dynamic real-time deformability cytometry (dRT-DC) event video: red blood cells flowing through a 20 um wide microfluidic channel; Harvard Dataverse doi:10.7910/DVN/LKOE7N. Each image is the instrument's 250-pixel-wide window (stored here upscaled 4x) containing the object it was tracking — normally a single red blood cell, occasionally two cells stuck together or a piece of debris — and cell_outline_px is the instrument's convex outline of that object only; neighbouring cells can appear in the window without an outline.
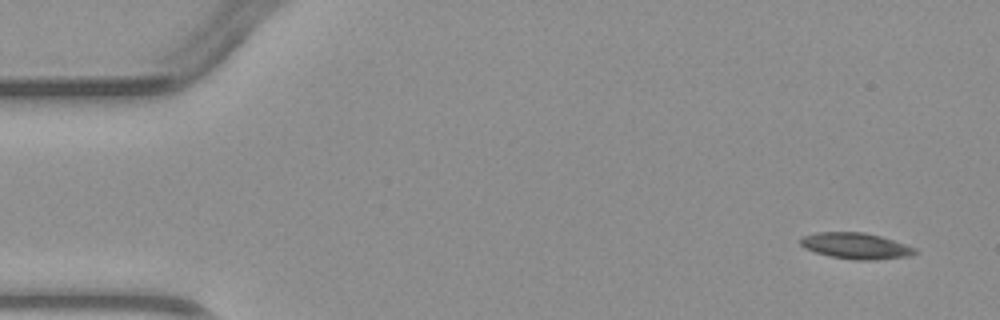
{"species": "common noctule bat (a hibernating species)", "species_latin": "Nyctalus noctula", "temperature_condition": "warm", "stored_images_in_passage": 3, "camera_frame_rate_fps": 3000, "um_per_image_px": 0.085, "animal": {"sex": "male", "body_mass_g": 23.1, "forearm_length_mm": 52.7}, "frame": {"image": 1, "passage_image": 1, "time_ms": 0.0, "image_size_px": [1000, 320], "cell_outline_px": [[920, 252], [908, 256], [876, 260], [856, 260], [828, 256], [804, 248], [800, 244], [800, 240], [804, 236], [816, 232], [864, 232], [880, 236], [916, 248]], "centroid_in_image_um": [72.75, 20.9], "position_along_channel_um": 12.3, "area_um2": 17.4}}
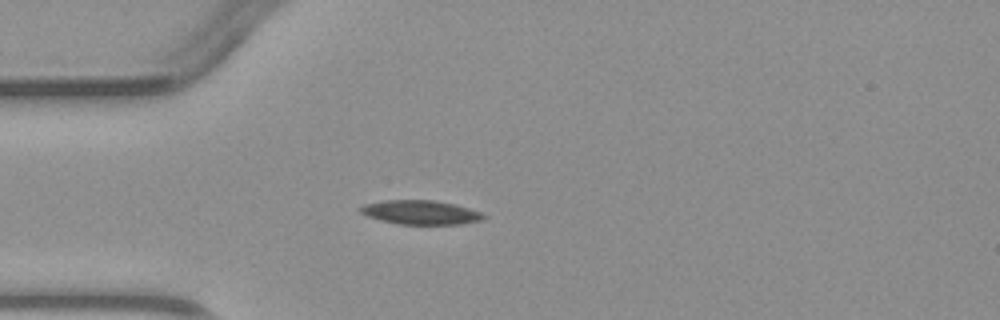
{"frame": {"image": 2, "passage_image": 3, "time_ms": 3.333, "image_size_px": [1000, 320], "cell_outline_px": [[488, 216], [480, 220], [460, 224], [400, 224], [380, 220], [368, 216], [360, 212], [356, 208], [364, 204], [384, 200], [436, 200], [468, 208], [480, 212]], "centroid_in_image_um": [35.71, 18.04], "position_along_channel_um": 49.3, "area_um2": 17.22}}